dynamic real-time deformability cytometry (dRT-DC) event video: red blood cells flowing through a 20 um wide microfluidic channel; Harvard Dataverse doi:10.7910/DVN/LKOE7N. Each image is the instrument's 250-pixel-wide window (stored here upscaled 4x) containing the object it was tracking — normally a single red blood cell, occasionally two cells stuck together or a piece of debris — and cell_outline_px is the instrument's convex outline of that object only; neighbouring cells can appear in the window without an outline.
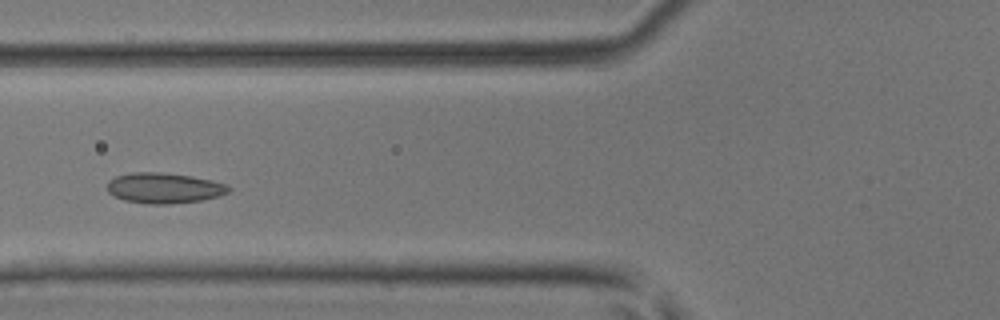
{"species": "common noctule bat (a hibernating species)", "species_latin": "Nyctalus noctula", "temperature_condition": "room temperature", "stored_images_in_passage": 44, "camera_frame_rate_fps": 3000, "um_per_image_px": 0.085, "animal": {"sex": "male", "body_mass_g": 17.9, "forearm_length_mm": 54.2}, "frame": {"image": 1, "passage_image": 14, "time_ms": 4.333, "image_size_px": [1000, 320], "cell_outline_px": [[232, 188], [228, 192], [220, 196], [204, 200], [172, 204], [148, 204], [124, 200], [112, 196], [108, 192], [108, 180], [116, 176], [132, 172], [160, 172], [192, 176], [212, 180], [224, 184]], "centroid_in_image_um": [13.94, 15.99], "position_along_channel_um": 111.9, "area_um2": 21.79}}
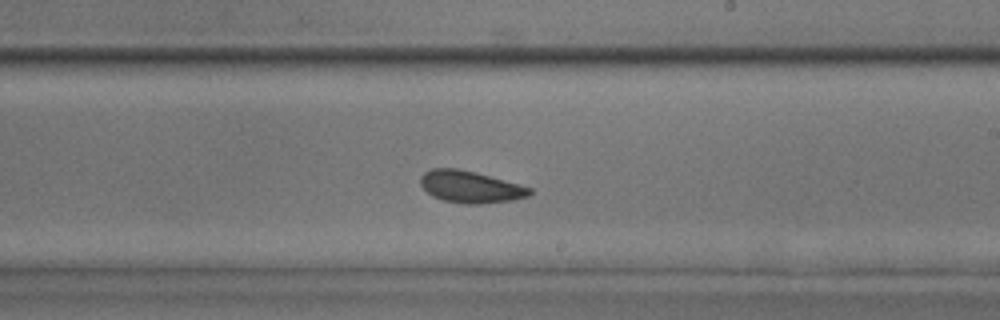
{"frame": {"image": 2, "passage_image": 24, "time_ms": 7.667, "image_size_px": [1000, 320], "cell_outline_px": [[532, 192], [528, 196], [512, 200], [480, 204], [464, 204], [444, 200], [432, 196], [420, 184], [420, 176], [424, 172], [432, 168], [456, 168], [476, 172], [520, 184], [532, 188]], "centroid_in_image_um": [39.98, 15.88], "position_along_channel_um": 249.0, "area_um2": 20.35}}
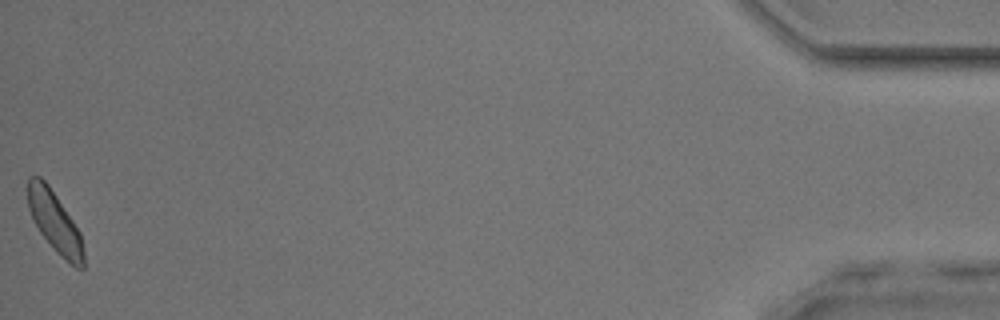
{"frame": {"image": 3, "passage_image": 44, "time_ms": 14.333, "image_size_px": [1000, 320], "cell_outline_px": [[84, 268], [76, 268], [40, 232], [28, 208], [28, 176], [40, 176], [48, 184], [80, 232], [84, 248]], "centroid_in_image_um": [4.66, 18.81], "position_along_channel_um": 430.5, "area_um2": 18.9}, "authors_computed_cell_mechanics": {"area_um2": 20.3456, "velocity_mm_per_s": 4.1382, "shape_relaxation_time_tau1_ms": 2.6671, "shape_relaxation_time_tau2_ms": 2.8747, "deformation_change_tau1": 0.0449, "deformation_change_tau2": 0.0822}}